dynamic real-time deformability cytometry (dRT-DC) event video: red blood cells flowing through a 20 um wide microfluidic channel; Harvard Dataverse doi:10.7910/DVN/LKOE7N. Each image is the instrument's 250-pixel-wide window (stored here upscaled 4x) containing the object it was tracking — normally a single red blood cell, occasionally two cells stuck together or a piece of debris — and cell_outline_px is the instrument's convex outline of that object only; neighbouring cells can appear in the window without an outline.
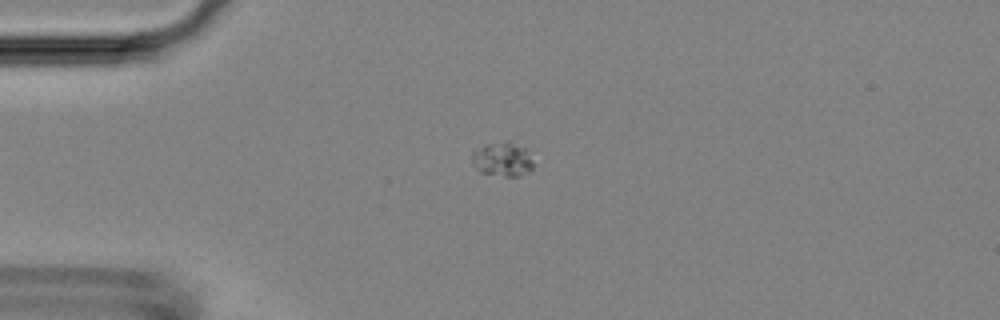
{"species": "Egyptian fruit bat (a non-hibernating species)", "species_latin": "Rousettus aegyptiacus", "temperature_condition": "room temperature", "stored_images_in_passage": 6, "camera_frame_rate_fps": 3000, "um_per_image_px": 0.085, "animal": {"sex": "female"}, "frame": {"image": 1, "passage_image": 1, "time_ms": 0.0, "image_size_px": [1000, 320], "cell_outline_px": [[532, 168], [528, 172], [520, 176], [504, 176], [480, 172], [472, 164], [472, 152], [476, 148], [484, 144], [504, 140], [508, 140], [524, 148], [532, 164]], "centroid_in_image_um": [42.65, 13.52], "position_along_channel_um": 42.4, "area_um2": 12.2}}
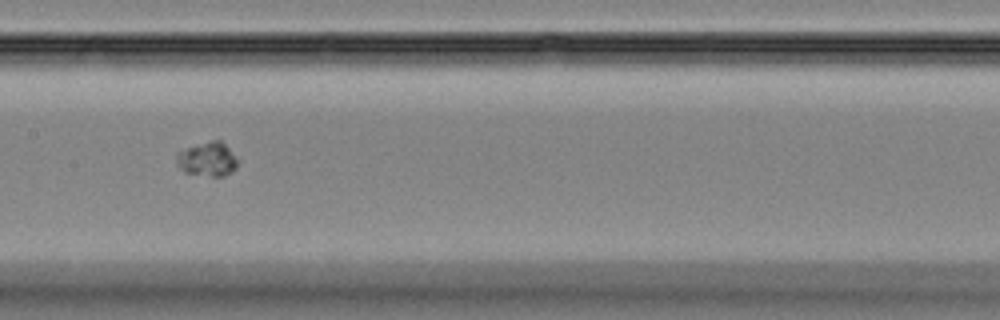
{"frame": {"image": 2, "passage_image": 5, "time_ms": 4.333, "image_size_px": [1000, 320], "cell_outline_px": [[240, 160], [236, 168], [232, 172], [224, 176], [212, 176], [184, 172], [176, 164], [176, 152], [212, 140], [220, 140]], "centroid_in_image_um": [17.65, 13.55], "position_along_channel_um": 189.7, "area_um2": 12.14}}
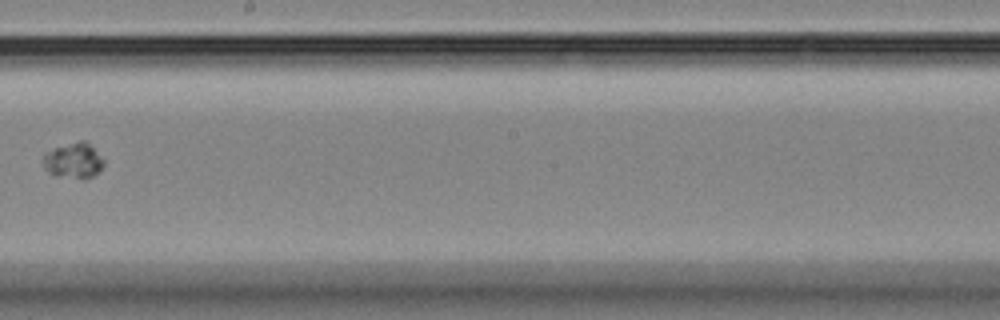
{"frame": {"image": 3, "passage_image": 6, "time_ms": 5.667, "image_size_px": [1000, 320], "cell_outline_px": [[104, 164], [100, 172], [84, 180], [56, 176], [48, 172], [44, 168], [40, 160], [44, 152], [80, 140], [84, 140], [104, 160]], "centroid_in_image_um": [6.2, 13.69], "position_along_channel_um": 242.0, "area_um2": 12.72}}